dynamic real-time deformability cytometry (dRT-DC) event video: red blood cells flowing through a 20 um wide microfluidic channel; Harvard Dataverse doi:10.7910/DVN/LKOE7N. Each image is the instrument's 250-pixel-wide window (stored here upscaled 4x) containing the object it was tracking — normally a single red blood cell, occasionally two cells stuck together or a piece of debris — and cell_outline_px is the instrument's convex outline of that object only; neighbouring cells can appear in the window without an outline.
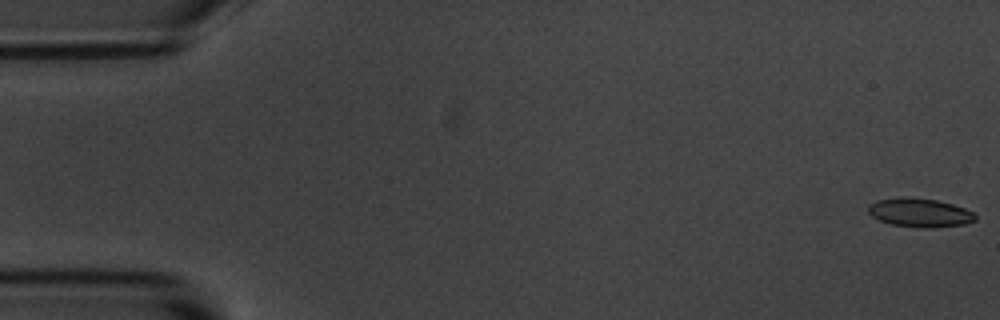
{"species": "common noctule bat (a hibernating species)", "species_latin": "Nyctalus noctula", "temperature_condition": "room temperature", "stored_images_in_passage": 3, "camera_frame_rate_fps": 3000, "um_per_image_px": 0.085, "animal": {"sex": "male", "body_mass_g": 20.1, "forearm_length_mm": 53.5}, "frame": {"image": 1, "passage_image": 1, "time_ms": 0.0, "image_size_px": [1000, 320], "cell_outline_px": [[976, 220], [964, 224], [932, 228], [924, 228], [892, 224], [880, 220], [872, 216], [868, 212], [868, 204], [876, 200], [936, 200], [952, 204], [964, 208], [972, 212], [976, 216]], "centroid_in_image_um": [78.22, 18.13], "position_along_channel_um": 6.8, "area_um2": 17.05}}